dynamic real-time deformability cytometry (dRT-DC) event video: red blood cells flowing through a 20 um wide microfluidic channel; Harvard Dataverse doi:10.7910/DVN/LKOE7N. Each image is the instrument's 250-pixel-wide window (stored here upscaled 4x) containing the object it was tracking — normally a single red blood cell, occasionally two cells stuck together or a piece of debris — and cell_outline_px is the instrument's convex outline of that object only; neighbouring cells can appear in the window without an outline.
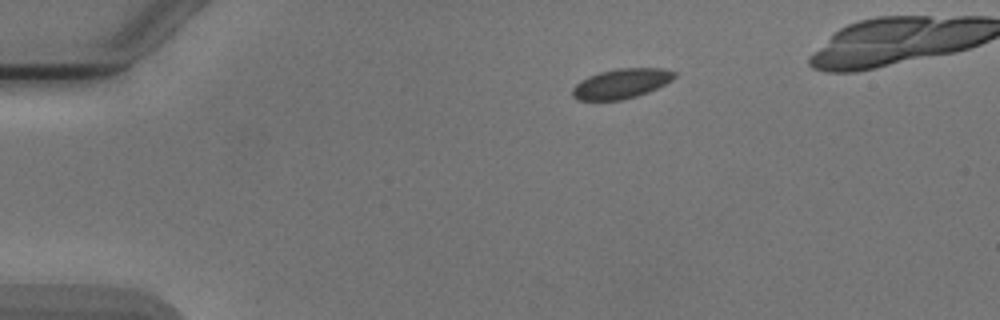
{"species": "Egyptian fruit bat (a non-hibernating species)", "species_latin": "Rousettus aegyptiacus", "temperature_condition": "cold", "stored_images_in_passage": 7, "camera_frame_rate_fps": 3000, "um_per_image_px": 0.085, "animal": {"sex": "male"}, "frame": {"image": 1, "passage_image": 1, "time_ms": 0.0, "image_size_px": [1000, 320], "cell_outline_px": [[676, 76], [672, 80], [648, 92], [636, 96], [620, 100], [576, 100], [572, 96], [572, 88], [580, 80], [588, 76], [600, 72], [620, 68], [664, 68], [676, 72]], "centroid_in_image_um": [52.79, 7.1], "position_along_channel_um": 32.2, "area_um2": 17.69}}
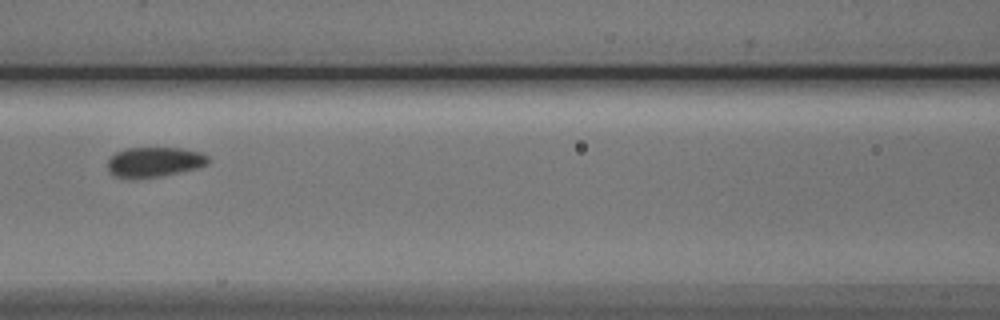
{"frame": {"image": 2, "passage_image": 5, "time_ms": 4.667, "image_size_px": [1000, 320], "cell_outline_px": [[212, 160], [208, 164], [200, 168], [160, 176], [116, 176], [108, 168], [108, 160], [116, 152], [124, 148], [180, 148], [200, 152], [208, 156]], "centroid_in_image_um": [13.22, 13.73], "position_along_channel_um": 153.4, "area_um2": 17.17}}
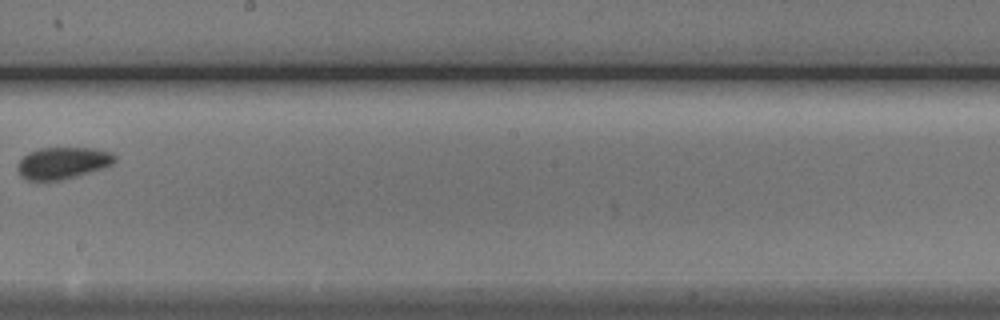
{"frame": {"image": 3, "passage_image": 7, "time_ms": 7.0, "image_size_px": [1000, 320], "cell_outline_px": [[116, 160], [112, 164], [104, 168], [76, 176], [60, 180], [28, 180], [20, 176], [16, 168], [16, 164], [28, 152], [40, 148], [92, 148], [112, 152], [116, 156]], "centroid_in_image_um": [5.32, 13.85], "position_along_channel_um": 242.9, "area_um2": 18.09}}